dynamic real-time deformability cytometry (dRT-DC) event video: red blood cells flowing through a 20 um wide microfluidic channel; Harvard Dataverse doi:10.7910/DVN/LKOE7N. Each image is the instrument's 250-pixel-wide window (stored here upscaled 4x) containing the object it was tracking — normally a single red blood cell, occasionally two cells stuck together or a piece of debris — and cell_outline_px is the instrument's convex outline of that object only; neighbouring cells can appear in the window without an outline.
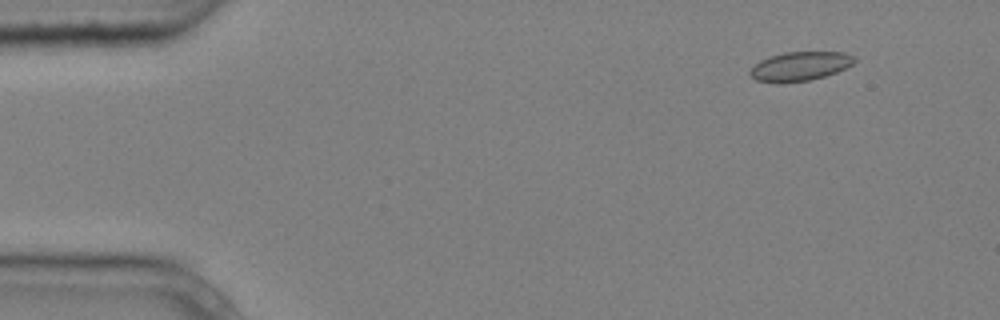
{"species": "common noctule bat (a hibernating species)", "species_latin": "Nyctalus noctula", "temperature_condition": "cold", "stored_images_in_passage": 6, "camera_frame_rate_fps": 3000, "um_per_image_px": 0.085, "animal": {"sex": "male", "body_mass_g": 20.4}, "frame": {"image": 1, "passage_image": 2, "time_ms": 0.333, "image_size_px": [1000, 320], "cell_outline_px": [[856, 60], [852, 64], [836, 72], [824, 76], [808, 80], [780, 84], [776, 84], [756, 80], [748, 72], [760, 60], [784, 52], [844, 52], [856, 56]], "centroid_in_image_um": [67.99, 5.64], "position_along_channel_um": 17.0, "area_um2": 17.69}}
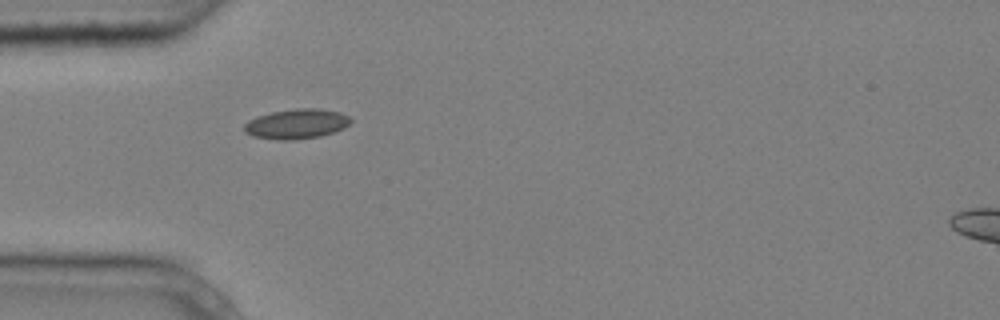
{"frame": {"image": 2, "passage_image": 5, "time_ms": 1.333, "image_size_px": [1000, 320], "cell_outline_px": [[352, 120], [344, 128], [320, 136], [292, 140], [280, 140], [252, 136], [244, 132], [244, 124], [248, 120], [256, 116], [272, 112], [296, 108], [320, 108], [340, 112], [348, 116]], "centroid_in_image_um": [25.18, 10.52], "position_along_channel_um": 59.8, "area_um2": 18.55}}
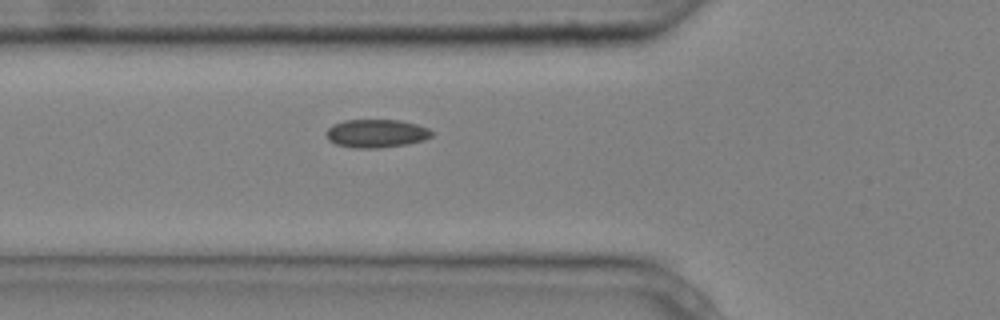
{"frame": {"image": 3, "passage_image": 6, "time_ms": 1.667, "image_size_px": [1000, 320], "cell_outline_px": [[432, 136], [424, 140], [408, 144], [380, 148], [352, 148], [336, 144], [328, 140], [324, 132], [332, 124], [344, 120], [400, 120], [416, 124], [428, 128], [432, 132]], "centroid_in_image_um": [31.95, 11.34], "position_along_channel_um": 93.8, "area_um2": 17.57}}